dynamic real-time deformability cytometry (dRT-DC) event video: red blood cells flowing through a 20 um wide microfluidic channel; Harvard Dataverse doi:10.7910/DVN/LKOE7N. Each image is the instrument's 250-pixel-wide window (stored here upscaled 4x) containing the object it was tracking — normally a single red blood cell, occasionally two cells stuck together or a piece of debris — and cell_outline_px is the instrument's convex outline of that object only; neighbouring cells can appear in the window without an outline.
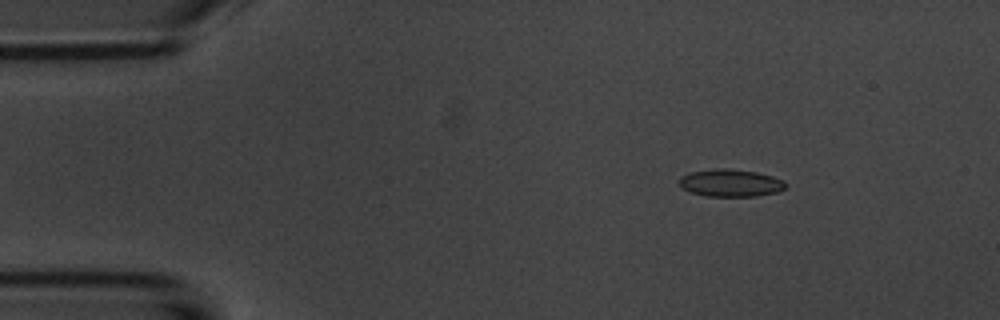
{"species": "common noctule bat (a hibernating species)", "species_latin": "Nyctalus noctula", "temperature_condition": "room temperature", "stored_images_in_passage": 48, "camera_frame_rate_fps": 3000, "um_per_image_px": 0.085, "animal": {"sex": "male", "body_mass_g": 20.1, "forearm_length_mm": 53.5}, "frame": {"image": 1, "passage_image": 2, "time_ms": 0.333, "image_size_px": [1000, 320], "cell_outline_px": [[788, 188], [780, 192], [756, 196], [704, 196], [692, 192], [684, 188], [676, 180], [680, 176], [688, 172], [716, 168], [724, 168], [756, 172], [772, 176], [784, 180], [788, 184]], "centroid_in_image_um": [62.13, 15.55], "position_along_channel_um": 22.9, "area_um2": 17.28}}
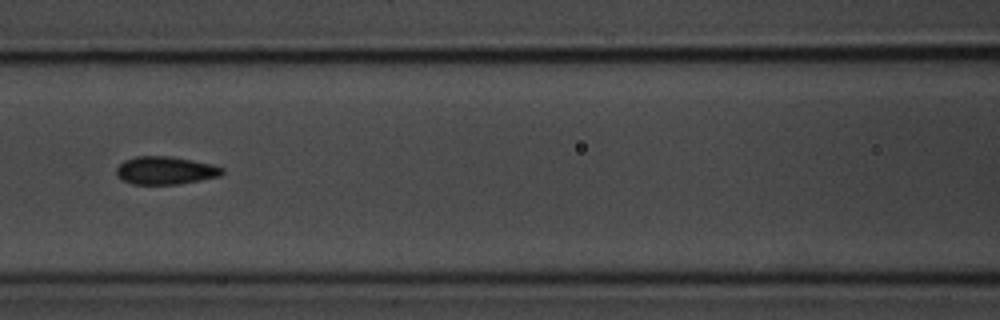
{"frame": {"image": 2, "passage_image": 18, "time_ms": 5.667, "image_size_px": [1000, 320], "cell_outline_px": [[224, 172], [220, 176], [200, 180], [176, 184], [132, 184], [116, 176], [116, 168], [124, 160], [136, 156], [172, 156], [212, 164], [224, 168]], "centroid_in_image_um": [14.05, 14.48], "position_along_channel_um": 152.5, "area_um2": 17.22}}
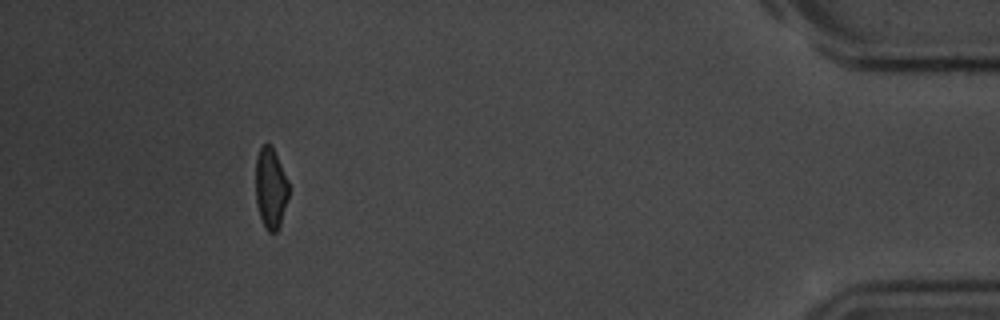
{"frame": {"image": 3, "passage_image": 44, "time_ms": 14.333, "image_size_px": [1000, 320], "cell_outline_px": [[288, 196], [280, 224], [276, 232], [268, 232], [260, 216], [256, 204], [256, 156], [260, 148], [264, 144], [272, 144], [288, 180]], "centroid_in_image_um": [23.0, 15.95], "position_along_channel_um": 412.2, "area_um2": 15.49}, "authors_computed_cell_mechanics": {"area_um2": 16.7042, "velocity_mm_per_s": 3.7155, "shape_relaxation_time_tau1_ms": 3.2038, "shape_relaxation_time_tau2_ms": 1.3546, "deformation_change_tau1": 0.1148, "deformation_change_tau2": 0.0548}}